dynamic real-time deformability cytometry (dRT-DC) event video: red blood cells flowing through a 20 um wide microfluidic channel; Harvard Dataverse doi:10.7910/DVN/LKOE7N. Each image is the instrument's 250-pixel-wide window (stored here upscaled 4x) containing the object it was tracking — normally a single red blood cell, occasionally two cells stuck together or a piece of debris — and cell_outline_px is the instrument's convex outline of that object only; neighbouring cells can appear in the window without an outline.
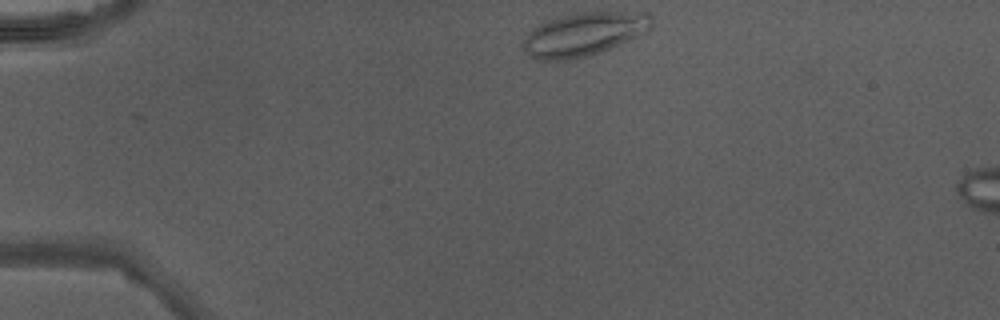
{"species": "Egyptian fruit bat (a non-hibernating species)", "species_latin": "Rousettus aegyptiacus", "temperature_condition": "warm", "stored_images_in_passage": 29, "camera_frame_rate_fps": 3000, "um_per_image_px": 0.085, "animal": {"sex": "male"}, "frame": {"image": 1, "passage_image": 1, "time_ms": 0.0, "image_size_px": [1000, 320], "cell_outline_px": [[652, 28], [636, 36], [608, 48], [584, 56], [568, 60], [536, 60], [528, 56], [524, 52], [524, 40], [528, 32], [540, 24], [548, 20], [560, 16], [580, 12], [648, 12], [652, 16]], "centroid_in_image_um": [49.61, 2.89], "position_along_channel_um": 35.4, "area_um2": 32.08}}
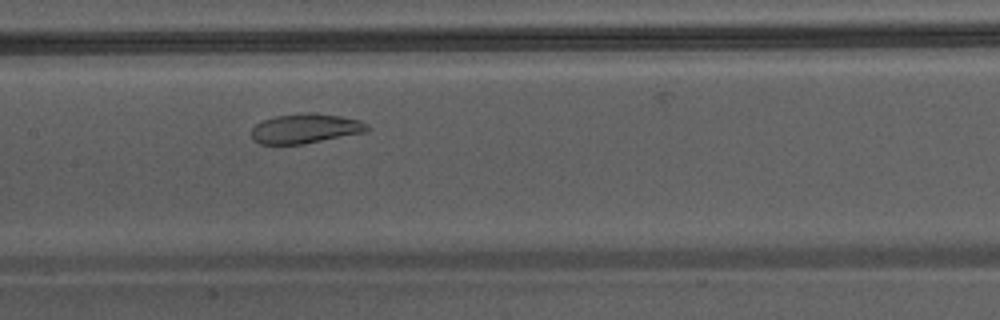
{"frame": {"image": 2, "passage_image": 15, "time_ms": 4.667, "image_size_px": [1000, 320], "cell_outline_px": [[368, 128], [364, 132], [304, 144], [260, 144], [252, 140], [252, 128], [256, 124], [264, 120], [276, 116], [308, 112], [312, 112], [340, 116], [360, 120], [368, 124]], "centroid_in_image_um": [25.94, 10.92], "position_along_channel_um": 181.5, "area_um2": 19.88}}
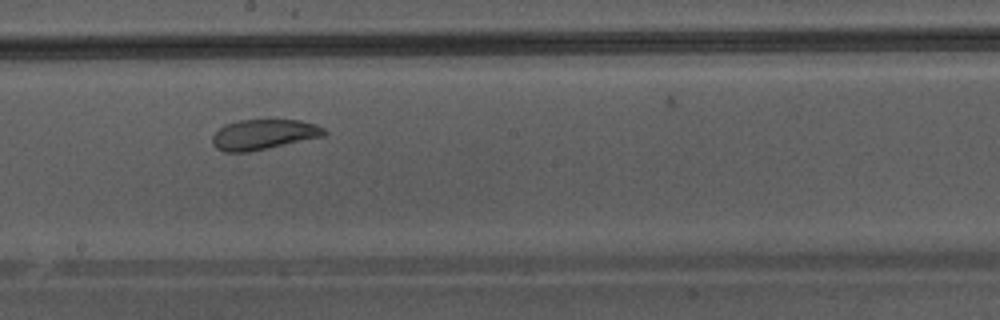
{"frame": {"image": 3, "passage_image": 18, "time_ms": 5.667, "image_size_px": [1000, 320], "cell_outline_px": [[328, 132], [324, 136], [268, 148], [248, 152], [224, 152], [216, 148], [212, 144], [212, 136], [224, 124], [240, 120], [300, 120], [316, 124], [324, 128]], "centroid_in_image_um": [22.4, 11.43], "position_along_channel_um": 225.8, "area_um2": 19.71}}